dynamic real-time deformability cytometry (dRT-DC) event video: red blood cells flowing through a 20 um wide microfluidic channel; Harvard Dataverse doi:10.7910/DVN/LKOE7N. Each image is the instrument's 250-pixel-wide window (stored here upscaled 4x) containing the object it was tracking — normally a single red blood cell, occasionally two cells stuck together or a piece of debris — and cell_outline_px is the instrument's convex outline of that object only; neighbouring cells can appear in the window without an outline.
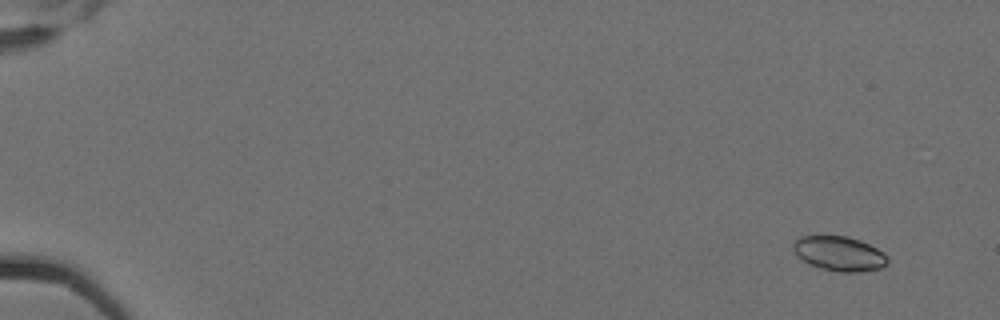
{"species": "Egyptian fruit bat (a non-hibernating species)", "species_latin": "Rousettus aegyptiacus", "temperature_condition": "cold", "stored_images_in_passage": 10, "camera_frame_rate_fps": 3000, "um_per_image_px": 0.085, "animal": {"sex": "female"}, "frame": {"image": 1, "passage_image": 1, "time_ms": 0.0, "image_size_px": [1000, 320], "cell_outline_px": [[888, 264], [880, 268], [860, 272], [840, 272], [820, 268], [808, 264], [796, 256], [792, 252], [792, 244], [800, 236], [848, 236], [860, 240], [884, 252], [888, 260]], "centroid_in_image_um": [71.3, 21.56], "position_along_channel_um": 13.7, "area_um2": 19.25}}
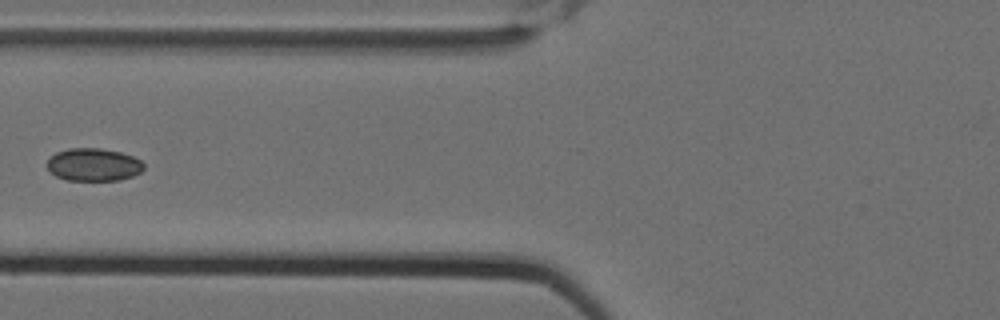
{"frame": {"image": 2, "passage_image": 7, "time_ms": 2.0, "image_size_px": [1000, 320], "cell_outline_px": [[144, 168], [140, 172], [132, 176], [120, 180], [68, 180], [56, 176], [48, 168], [48, 160], [56, 152], [68, 148], [100, 148], [120, 152], [132, 156], [140, 160], [144, 164]], "centroid_in_image_um": [7.97, 13.99], "position_along_channel_um": 117.8, "area_um2": 18.32}}
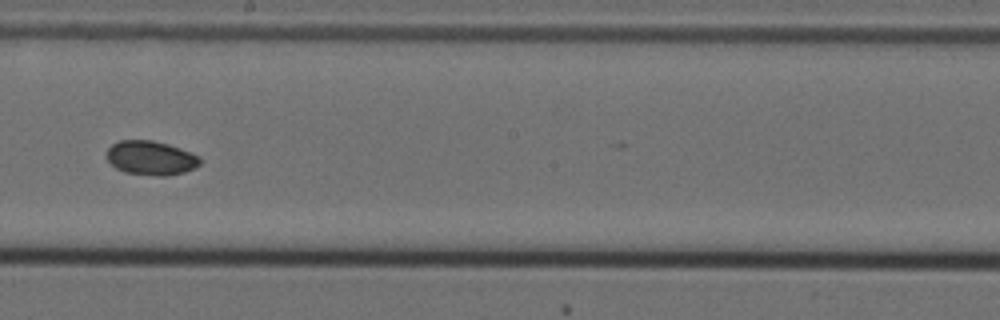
{"frame": {"image": 3, "passage_image": 10, "time_ms": 3.0, "image_size_px": [1000, 320], "cell_outline_px": [[200, 164], [196, 168], [184, 172], [168, 176], [156, 176], [124, 172], [116, 168], [108, 160], [108, 148], [112, 144], [120, 140], [152, 140], [168, 144], [180, 148], [200, 156]], "centroid_in_image_um": [12.85, 13.43], "position_along_channel_um": 235.3, "area_um2": 18.61}}